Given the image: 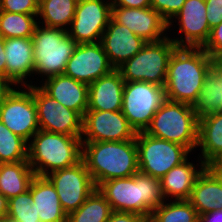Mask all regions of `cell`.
Segmentation results:
<instances>
[{"label": "cell", "mask_w": 222, "mask_h": 222, "mask_svg": "<svg viewBox=\"0 0 222 222\" xmlns=\"http://www.w3.org/2000/svg\"><path fill=\"white\" fill-rule=\"evenodd\" d=\"M111 19L126 26L146 42H158L171 34L168 31V22L151 7H112Z\"/></svg>", "instance_id": "17"}, {"label": "cell", "mask_w": 222, "mask_h": 222, "mask_svg": "<svg viewBox=\"0 0 222 222\" xmlns=\"http://www.w3.org/2000/svg\"><path fill=\"white\" fill-rule=\"evenodd\" d=\"M199 222H222V209L199 215Z\"/></svg>", "instance_id": "41"}, {"label": "cell", "mask_w": 222, "mask_h": 222, "mask_svg": "<svg viewBox=\"0 0 222 222\" xmlns=\"http://www.w3.org/2000/svg\"><path fill=\"white\" fill-rule=\"evenodd\" d=\"M4 49L6 58V78L15 87L31 86L35 85V83L37 85L39 79L36 78V82L32 81L34 80L32 37L6 38L4 39ZM28 77L30 79H28Z\"/></svg>", "instance_id": "18"}, {"label": "cell", "mask_w": 222, "mask_h": 222, "mask_svg": "<svg viewBox=\"0 0 222 222\" xmlns=\"http://www.w3.org/2000/svg\"><path fill=\"white\" fill-rule=\"evenodd\" d=\"M14 85L4 76L0 75V104L6 96L14 89Z\"/></svg>", "instance_id": "40"}, {"label": "cell", "mask_w": 222, "mask_h": 222, "mask_svg": "<svg viewBox=\"0 0 222 222\" xmlns=\"http://www.w3.org/2000/svg\"><path fill=\"white\" fill-rule=\"evenodd\" d=\"M136 134L122 111L87 110L83 117L82 142L126 141Z\"/></svg>", "instance_id": "15"}, {"label": "cell", "mask_w": 222, "mask_h": 222, "mask_svg": "<svg viewBox=\"0 0 222 222\" xmlns=\"http://www.w3.org/2000/svg\"><path fill=\"white\" fill-rule=\"evenodd\" d=\"M186 0H151L150 7L158 12L167 22L181 10Z\"/></svg>", "instance_id": "35"}, {"label": "cell", "mask_w": 222, "mask_h": 222, "mask_svg": "<svg viewBox=\"0 0 222 222\" xmlns=\"http://www.w3.org/2000/svg\"><path fill=\"white\" fill-rule=\"evenodd\" d=\"M112 7L146 8L150 7L151 0H111Z\"/></svg>", "instance_id": "39"}, {"label": "cell", "mask_w": 222, "mask_h": 222, "mask_svg": "<svg viewBox=\"0 0 222 222\" xmlns=\"http://www.w3.org/2000/svg\"><path fill=\"white\" fill-rule=\"evenodd\" d=\"M37 16L0 11V35L4 39L32 37L38 25Z\"/></svg>", "instance_id": "31"}, {"label": "cell", "mask_w": 222, "mask_h": 222, "mask_svg": "<svg viewBox=\"0 0 222 222\" xmlns=\"http://www.w3.org/2000/svg\"><path fill=\"white\" fill-rule=\"evenodd\" d=\"M0 75L6 78V58L4 49V38L0 35Z\"/></svg>", "instance_id": "42"}, {"label": "cell", "mask_w": 222, "mask_h": 222, "mask_svg": "<svg viewBox=\"0 0 222 222\" xmlns=\"http://www.w3.org/2000/svg\"><path fill=\"white\" fill-rule=\"evenodd\" d=\"M222 182V161L210 163L207 166Z\"/></svg>", "instance_id": "44"}, {"label": "cell", "mask_w": 222, "mask_h": 222, "mask_svg": "<svg viewBox=\"0 0 222 222\" xmlns=\"http://www.w3.org/2000/svg\"><path fill=\"white\" fill-rule=\"evenodd\" d=\"M82 160L95 186L139 172L136 140L82 142Z\"/></svg>", "instance_id": "3"}, {"label": "cell", "mask_w": 222, "mask_h": 222, "mask_svg": "<svg viewBox=\"0 0 222 222\" xmlns=\"http://www.w3.org/2000/svg\"><path fill=\"white\" fill-rule=\"evenodd\" d=\"M197 158L196 164L187 158L160 179L165 200H189L197 177L207 167L198 156Z\"/></svg>", "instance_id": "21"}, {"label": "cell", "mask_w": 222, "mask_h": 222, "mask_svg": "<svg viewBox=\"0 0 222 222\" xmlns=\"http://www.w3.org/2000/svg\"><path fill=\"white\" fill-rule=\"evenodd\" d=\"M165 100L164 86L148 82H125L121 111L136 133L145 132Z\"/></svg>", "instance_id": "9"}, {"label": "cell", "mask_w": 222, "mask_h": 222, "mask_svg": "<svg viewBox=\"0 0 222 222\" xmlns=\"http://www.w3.org/2000/svg\"><path fill=\"white\" fill-rule=\"evenodd\" d=\"M97 189L113 211L136 213L144 218H150L152 211L166 201L160 179L141 172L127 178L107 180Z\"/></svg>", "instance_id": "1"}, {"label": "cell", "mask_w": 222, "mask_h": 222, "mask_svg": "<svg viewBox=\"0 0 222 222\" xmlns=\"http://www.w3.org/2000/svg\"><path fill=\"white\" fill-rule=\"evenodd\" d=\"M189 201L198 215L222 209V182L208 167L197 177Z\"/></svg>", "instance_id": "25"}, {"label": "cell", "mask_w": 222, "mask_h": 222, "mask_svg": "<svg viewBox=\"0 0 222 222\" xmlns=\"http://www.w3.org/2000/svg\"><path fill=\"white\" fill-rule=\"evenodd\" d=\"M214 61L202 47H176L168 64L166 99L192 105Z\"/></svg>", "instance_id": "2"}, {"label": "cell", "mask_w": 222, "mask_h": 222, "mask_svg": "<svg viewBox=\"0 0 222 222\" xmlns=\"http://www.w3.org/2000/svg\"><path fill=\"white\" fill-rule=\"evenodd\" d=\"M202 48L214 60H222V22L211 29L209 39Z\"/></svg>", "instance_id": "36"}, {"label": "cell", "mask_w": 222, "mask_h": 222, "mask_svg": "<svg viewBox=\"0 0 222 222\" xmlns=\"http://www.w3.org/2000/svg\"><path fill=\"white\" fill-rule=\"evenodd\" d=\"M113 70L101 42H97L78 44L63 74L89 85Z\"/></svg>", "instance_id": "16"}, {"label": "cell", "mask_w": 222, "mask_h": 222, "mask_svg": "<svg viewBox=\"0 0 222 222\" xmlns=\"http://www.w3.org/2000/svg\"><path fill=\"white\" fill-rule=\"evenodd\" d=\"M54 186L63 211L77 210L97 188L83 160L45 176Z\"/></svg>", "instance_id": "11"}, {"label": "cell", "mask_w": 222, "mask_h": 222, "mask_svg": "<svg viewBox=\"0 0 222 222\" xmlns=\"http://www.w3.org/2000/svg\"><path fill=\"white\" fill-rule=\"evenodd\" d=\"M28 161L0 163V192L9 200L29 190L35 177Z\"/></svg>", "instance_id": "27"}, {"label": "cell", "mask_w": 222, "mask_h": 222, "mask_svg": "<svg viewBox=\"0 0 222 222\" xmlns=\"http://www.w3.org/2000/svg\"><path fill=\"white\" fill-rule=\"evenodd\" d=\"M174 23H177L178 28ZM175 28L178 29L176 30L178 37H175L176 35L173 38L171 35L168 37L177 47H203L211 33L206 17L205 0H186L181 10L168 22L170 29L168 31L173 29L174 32Z\"/></svg>", "instance_id": "14"}, {"label": "cell", "mask_w": 222, "mask_h": 222, "mask_svg": "<svg viewBox=\"0 0 222 222\" xmlns=\"http://www.w3.org/2000/svg\"><path fill=\"white\" fill-rule=\"evenodd\" d=\"M111 0H78L68 35L77 44L97 43L111 19Z\"/></svg>", "instance_id": "13"}, {"label": "cell", "mask_w": 222, "mask_h": 222, "mask_svg": "<svg viewBox=\"0 0 222 222\" xmlns=\"http://www.w3.org/2000/svg\"><path fill=\"white\" fill-rule=\"evenodd\" d=\"M176 47L170 37L158 42H147L137 54L117 70L124 82H148L164 86L169 60Z\"/></svg>", "instance_id": "7"}, {"label": "cell", "mask_w": 222, "mask_h": 222, "mask_svg": "<svg viewBox=\"0 0 222 222\" xmlns=\"http://www.w3.org/2000/svg\"><path fill=\"white\" fill-rule=\"evenodd\" d=\"M135 140L139 172L158 179L184 162L192 153L185 146L155 138L145 132L137 133Z\"/></svg>", "instance_id": "8"}, {"label": "cell", "mask_w": 222, "mask_h": 222, "mask_svg": "<svg viewBox=\"0 0 222 222\" xmlns=\"http://www.w3.org/2000/svg\"><path fill=\"white\" fill-rule=\"evenodd\" d=\"M0 121L27 142L40 130L32 85L14 87L0 104Z\"/></svg>", "instance_id": "10"}, {"label": "cell", "mask_w": 222, "mask_h": 222, "mask_svg": "<svg viewBox=\"0 0 222 222\" xmlns=\"http://www.w3.org/2000/svg\"><path fill=\"white\" fill-rule=\"evenodd\" d=\"M206 17L212 29L222 22V0H205Z\"/></svg>", "instance_id": "37"}, {"label": "cell", "mask_w": 222, "mask_h": 222, "mask_svg": "<svg viewBox=\"0 0 222 222\" xmlns=\"http://www.w3.org/2000/svg\"><path fill=\"white\" fill-rule=\"evenodd\" d=\"M77 3L78 0H39L38 24L67 31L74 18Z\"/></svg>", "instance_id": "28"}, {"label": "cell", "mask_w": 222, "mask_h": 222, "mask_svg": "<svg viewBox=\"0 0 222 222\" xmlns=\"http://www.w3.org/2000/svg\"><path fill=\"white\" fill-rule=\"evenodd\" d=\"M144 217L136 213L113 211L107 222H142Z\"/></svg>", "instance_id": "38"}, {"label": "cell", "mask_w": 222, "mask_h": 222, "mask_svg": "<svg viewBox=\"0 0 222 222\" xmlns=\"http://www.w3.org/2000/svg\"><path fill=\"white\" fill-rule=\"evenodd\" d=\"M198 147V156L207 166L222 161V112L198 119Z\"/></svg>", "instance_id": "24"}, {"label": "cell", "mask_w": 222, "mask_h": 222, "mask_svg": "<svg viewBox=\"0 0 222 222\" xmlns=\"http://www.w3.org/2000/svg\"><path fill=\"white\" fill-rule=\"evenodd\" d=\"M34 52V75L50 78L63 74L66 64L78 45L68 32L60 28H49L38 24L32 35ZM40 75V76H39Z\"/></svg>", "instance_id": "6"}, {"label": "cell", "mask_w": 222, "mask_h": 222, "mask_svg": "<svg viewBox=\"0 0 222 222\" xmlns=\"http://www.w3.org/2000/svg\"><path fill=\"white\" fill-rule=\"evenodd\" d=\"M8 199L0 192V219L7 218Z\"/></svg>", "instance_id": "43"}, {"label": "cell", "mask_w": 222, "mask_h": 222, "mask_svg": "<svg viewBox=\"0 0 222 222\" xmlns=\"http://www.w3.org/2000/svg\"><path fill=\"white\" fill-rule=\"evenodd\" d=\"M52 98L84 117L88 108V84L60 74L38 83Z\"/></svg>", "instance_id": "20"}, {"label": "cell", "mask_w": 222, "mask_h": 222, "mask_svg": "<svg viewBox=\"0 0 222 222\" xmlns=\"http://www.w3.org/2000/svg\"><path fill=\"white\" fill-rule=\"evenodd\" d=\"M28 142L0 121V163L28 161Z\"/></svg>", "instance_id": "32"}, {"label": "cell", "mask_w": 222, "mask_h": 222, "mask_svg": "<svg viewBox=\"0 0 222 222\" xmlns=\"http://www.w3.org/2000/svg\"><path fill=\"white\" fill-rule=\"evenodd\" d=\"M100 42L114 69L131 59L147 43L126 26L112 19L109 20Z\"/></svg>", "instance_id": "19"}, {"label": "cell", "mask_w": 222, "mask_h": 222, "mask_svg": "<svg viewBox=\"0 0 222 222\" xmlns=\"http://www.w3.org/2000/svg\"><path fill=\"white\" fill-rule=\"evenodd\" d=\"M32 208L38 212L41 222H67L59 196L53 184L43 176H35L31 181Z\"/></svg>", "instance_id": "23"}, {"label": "cell", "mask_w": 222, "mask_h": 222, "mask_svg": "<svg viewBox=\"0 0 222 222\" xmlns=\"http://www.w3.org/2000/svg\"><path fill=\"white\" fill-rule=\"evenodd\" d=\"M124 84L117 69L89 84L87 110L121 111Z\"/></svg>", "instance_id": "22"}, {"label": "cell", "mask_w": 222, "mask_h": 222, "mask_svg": "<svg viewBox=\"0 0 222 222\" xmlns=\"http://www.w3.org/2000/svg\"><path fill=\"white\" fill-rule=\"evenodd\" d=\"M142 222H154L151 218H144Z\"/></svg>", "instance_id": "46"}, {"label": "cell", "mask_w": 222, "mask_h": 222, "mask_svg": "<svg viewBox=\"0 0 222 222\" xmlns=\"http://www.w3.org/2000/svg\"><path fill=\"white\" fill-rule=\"evenodd\" d=\"M222 97V60H215L208 70L202 89L191 105L197 118L217 112Z\"/></svg>", "instance_id": "26"}, {"label": "cell", "mask_w": 222, "mask_h": 222, "mask_svg": "<svg viewBox=\"0 0 222 222\" xmlns=\"http://www.w3.org/2000/svg\"><path fill=\"white\" fill-rule=\"evenodd\" d=\"M0 11L38 15L39 0H0Z\"/></svg>", "instance_id": "34"}, {"label": "cell", "mask_w": 222, "mask_h": 222, "mask_svg": "<svg viewBox=\"0 0 222 222\" xmlns=\"http://www.w3.org/2000/svg\"><path fill=\"white\" fill-rule=\"evenodd\" d=\"M112 212L110 204L96 188L77 210L67 215V222H107Z\"/></svg>", "instance_id": "29"}, {"label": "cell", "mask_w": 222, "mask_h": 222, "mask_svg": "<svg viewBox=\"0 0 222 222\" xmlns=\"http://www.w3.org/2000/svg\"><path fill=\"white\" fill-rule=\"evenodd\" d=\"M3 222H15V221H13V220H11V219H9V218H4V219H3Z\"/></svg>", "instance_id": "47"}, {"label": "cell", "mask_w": 222, "mask_h": 222, "mask_svg": "<svg viewBox=\"0 0 222 222\" xmlns=\"http://www.w3.org/2000/svg\"><path fill=\"white\" fill-rule=\"evenodd\" d=\"M33 198L31 184L29 190L8 200L7 218L15 222H41L35 208H32Z\"/></svg>", "instance_id": "33"}, {"label": "cell", "mask_w": 222, "mask_h": 222, "mask_svg": "<svg viewBox=\"0 0 222 222\" xmlns=\"http://www.w3.org/2000/svg\"><path fill=\"white\" fill-rule=\"evenodd\" d=\"M145 133L185 146L193 154L198 143V118L190 104L166 99Z\"/></svg>", "instance_id": "5"}, {"label": "cell", "mask_w": 222, "mask_h": 222, "mask_svg": "<svg viewBox=\"0 0 222 222\" xmlns=\"http://www.w3.org/2000/svg\"><path fill=\"white\" fill-rule=\"evenodd\" d=\"M28 162L36 176H47L82 160L81 136L39 130L28 142Z\"/></svg>", "instance_id": "4"}, {"label": "cell", "mask_w": 222, "mask_h": 222, "mask_svg": "<svg viewBox=\"0 0 222 222\" xmlns=\"http://www.w3.org/2000/svg\"><path fill=\"white\" fill-rule=\"evenodd\" d=\"M150 218L154 222H199L197 210L189 200H166L152 211Z\"/></svg>", "instance_id": "30"}, {"label": "cell", "mask_w": 222, "mask_h": 222, "mask_svg": "<svg viewBox=\"0 0 222 222\" xmlns=\"http://www.w3.org/2000/svg\"><path fill=\"white\" fill-rule=\"evenodd\" d=\"M217 111L222 112V97L220 99V103H219Z\"/></svg>", "instance_id": "45"}, {"label": "cell", "mask_w": 222, "mask_h": 222, "mask_svg": "<svg viewBox=\"0 0 222 222\" xmlns=\"http://www.w3.org/2000/svg\"><path fill=\"white\" fill-rule=\"evenodd\" d=\"M40 130L82 136L83 117L49 96L38 84L32 85Z\"/></svg>", "instance_id": "12"}]
</instances>
